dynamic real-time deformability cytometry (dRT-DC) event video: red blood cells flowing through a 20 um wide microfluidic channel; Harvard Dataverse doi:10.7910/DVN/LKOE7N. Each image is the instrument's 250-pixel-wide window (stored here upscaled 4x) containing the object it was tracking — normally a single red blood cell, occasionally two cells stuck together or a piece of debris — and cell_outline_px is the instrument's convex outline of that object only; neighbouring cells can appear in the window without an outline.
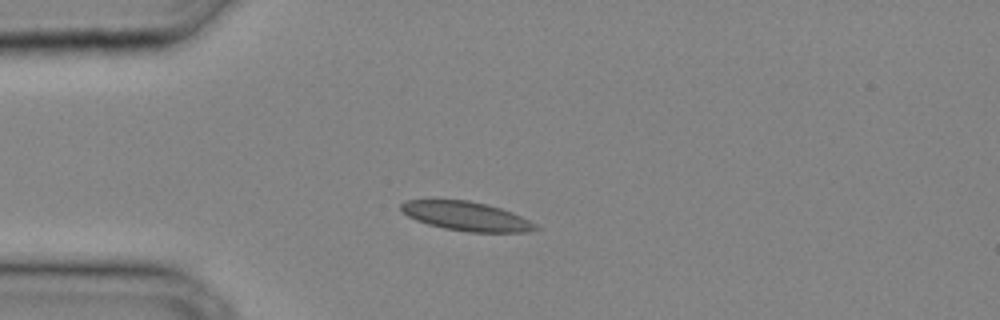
{"species": "common noctule bat (a hibernating species)", "species_latin": "Nyctalus noctula", "temperature_condition": "cold", "stored_images_in_passage": 31, "camera_frame_rate_fps": 3000, "um_per_image_px": 0.085, "animal": {"sex": "male", "body_mass_g": 20.4}, "frame": {"image": 1, "passage_image": 7, "time_ms": 2.0, "image_size_px": [1000, 320], "cell_outline_px": [[540, 228], [528, 232], [468, 232], [444, 228], [428, 224], [416, 220], [408, 216], [400, 208], [400, 204], [408, 200], [468, 200], [488, 204], [512, 212], [536, 224]], "centroid_in_image_um": [39.65, 18.38], "position_along_channel_um": 45.3, "area_um2": 22.66}}
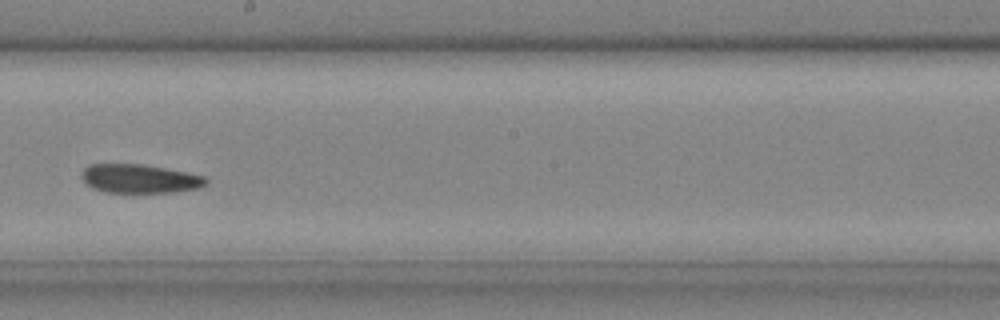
{"frame": {"image": 2, "passage_image": 18, "time_ms": 5.667, "image_size_px": [1000, 320], "cell_outline_px": [[208, 180], [204, 184], [196, 188], [172, 192], [104, 192], [92, 188], [80, 176], [80, 172], [88, 164], [144, 164], [204, 176]], "centroid_in_image_um": [11.79, 15.18], "position_along_channel_um": 236.4, "area_um2": 20.63}}
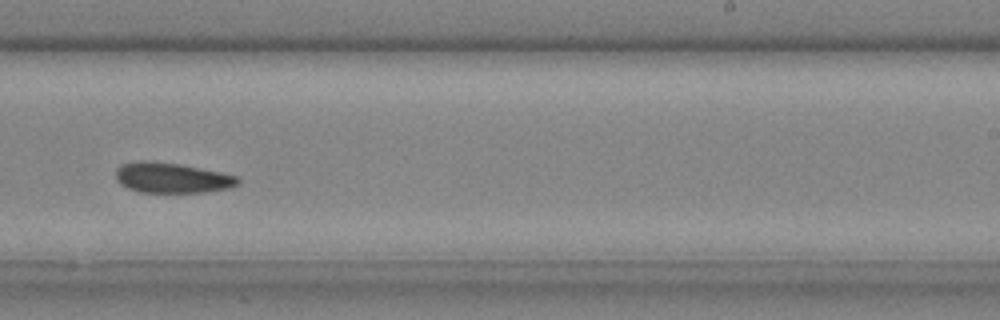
{"frame": {"image": 3, "passage_image": 20, "time_ms": 6.333, "image_size_px": [1000, 320], "cell_outline_px": [[240, 184], [228, 188], [204, 192], [140, 192], [128, 188], [120, 184], [116, 180], [116, 168], [120, 164], [136, 160], [152, 160], [180, 164], [220, 172], [236, 176], [240, 180]], "centroid_in_image_um": [14.56, 15.1], "position_along_channel_um": 274.4, "area_um2": 21.73}}